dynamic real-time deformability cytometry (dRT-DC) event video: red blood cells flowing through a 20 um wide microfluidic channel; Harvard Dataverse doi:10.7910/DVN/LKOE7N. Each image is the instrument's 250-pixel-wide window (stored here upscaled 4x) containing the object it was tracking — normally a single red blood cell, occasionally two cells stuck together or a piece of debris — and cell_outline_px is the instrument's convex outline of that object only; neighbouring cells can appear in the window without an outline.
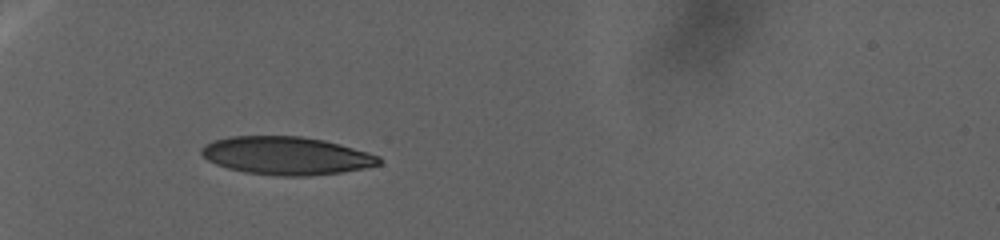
{"species": "human", "species_latin": "Homo sapiens", "temperature_condition": "warm", "stored_images_in_passage": 2, "camera_frame_rate_fps": 3000, "um_per_image_px": 0.085, "donor": {"sex": "female"}, "frame": {"image": 1, "passage_image": 1, "time_ms": 0.0, "image_size_px": [1000, 240], "cell_outline_px": [[380, 164], [364, 168], [340, 172], [308, 176], [276, 176], [244, 172], [228, 168], [216, 164], [208, 160], [200, 152], [200, 148], [204, 144], [212, 140], [228, 136], [300, 136], [324, 140], [340, 144], [368, 152], [380, 156]], "centroid_in_image_um": [24.3, 13.23], "position_along_channel_um": 60.7, "area_um2": 39.48}}